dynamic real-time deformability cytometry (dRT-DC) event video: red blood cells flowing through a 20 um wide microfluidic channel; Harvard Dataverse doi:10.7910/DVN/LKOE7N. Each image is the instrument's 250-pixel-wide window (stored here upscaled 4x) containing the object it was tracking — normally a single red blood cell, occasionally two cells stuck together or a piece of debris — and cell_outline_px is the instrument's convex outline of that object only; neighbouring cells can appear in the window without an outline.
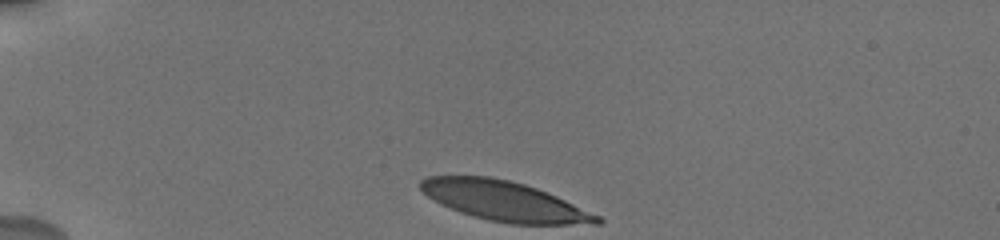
{"species": "human", "species_latin": "Homo sapiens", "temperature_condition": "cold", "stored_images_in_passage": 20, "camera_frame_rate_fps": 3000, "um_per_image_px": 0.085, "donor": {"sex": "male"}, "frame": {"image": 1, "passage_image": 1, "time_ms": 0.0, "image_size_px": [1000, 240], "cell_outline_px": [[604, 220], [600, 224], [512, 224], [488, 220], [472, 216], [460, 212], [440, 204], [428, 196], [420, 188], [420, 180], [428, 176], [488, 176], [508, 180], [524, 184], [536, 188], [556, 196], [600, 216]], "centroid_in_image_um": [42.86, 17.09], "position_along_channel_um": 42.1, "area_um2": 40.58}}
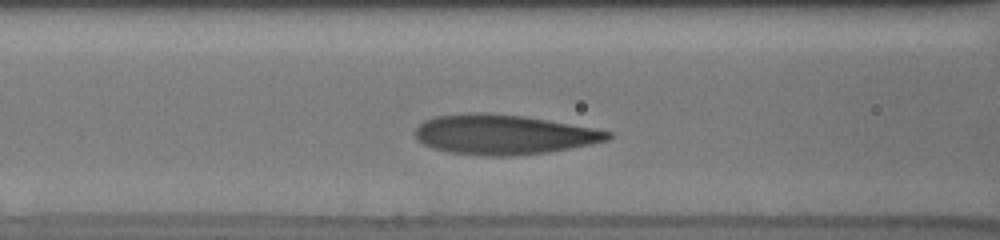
{"frame": {"image": 2, "passage_image": 14, "time_ms": 3.667, "image_size_px": [1000, 240], "cell_outline_px": [[612, 136], [608, 140], [548, 152], [512, 156], [484, 156], [448, 152], [432, 148], [416, 140], [412, 132], [424, 120], [436, 116], [468, 112], [484, 112], [524, 116], [592, 128], [612, 132]], "centroid_in_image_um": [42.72, 11.43], "position_along_channel_um": 123.9, "area_um2": 44.74}}
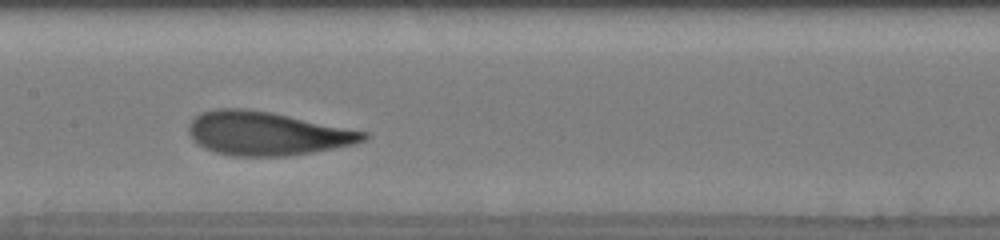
{"frame": {"image": 3, "passage_image": 19, "time_ms": 5.333, "image_size_px": [1000, 240], "cell_outline_px": [[368, 136], [364, 140], [352, 144], [312, 152], [288, 156], [232, 156], [216, 152], [204, 148], [188, 132], [188, 124], [200, 112], [216, 108], [244, 108], [272, 112], [368, 132]], "centroid_in_image_um": [22.66, 11.33], "position_along_channel_um": 184.7, "area_um2": 44.22}}